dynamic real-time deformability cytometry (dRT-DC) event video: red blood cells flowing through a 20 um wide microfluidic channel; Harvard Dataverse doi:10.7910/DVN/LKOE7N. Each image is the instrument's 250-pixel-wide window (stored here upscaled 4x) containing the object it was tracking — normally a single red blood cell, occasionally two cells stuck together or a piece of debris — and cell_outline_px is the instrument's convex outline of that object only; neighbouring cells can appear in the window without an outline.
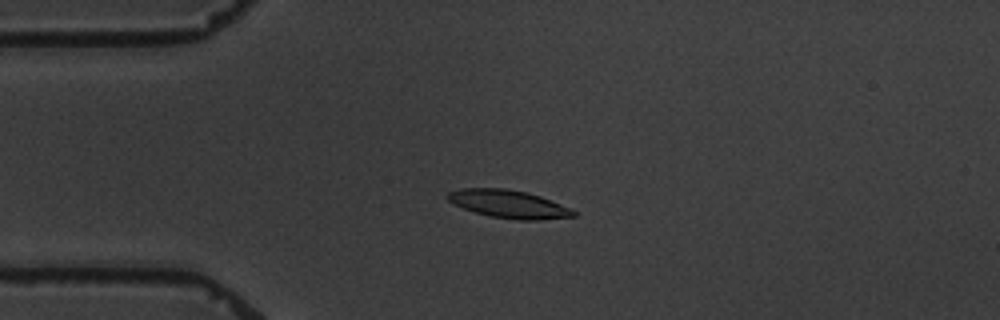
{"species": "common noctule bat (a hibernating species)", "species_latin": "Nyctalus noctula", "temperature_condition": "warm", "stored_images_in_passage": 7, "camera_frame_rate_fps": 3000, "um_per_image_px": 0.085, "animal": {"sex": "male", "body_mass_g": 19.5, "forearm_length_mm": 54.6}, "frame": {"image": 1, "passage_image": 2, "time_ms": 1.333, "image_size_px": [1000, 320], "cell_outline_px": [[576, 216], [540, 220], [516, 220], [492, 216], [476, 212], [464, 208], [448, 200], [448, 192], [460, 188], [504, 188], [528, 192], [540, 196], [560, 204], [576, 212]], "centroid_in_image_um": [43.25, 17.34], "position_along_channel_um": 41.7, "area_um2": 20.23}}
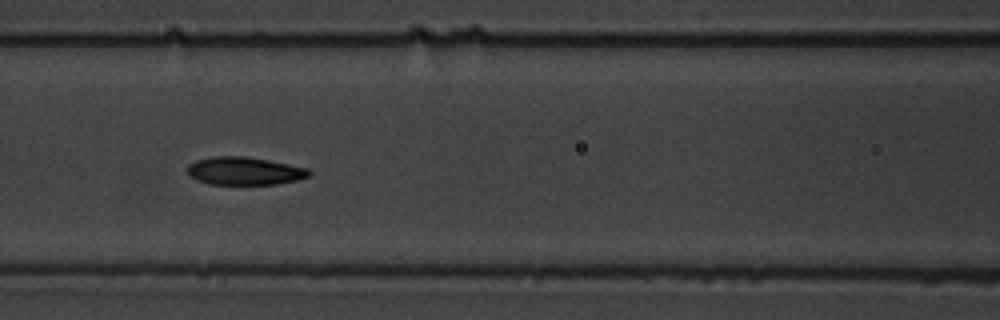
{"frame": {"image": 2, "passage_image": 5, "time_ms": 5.0, "image_size_px": [1000, 320], "cell_outline_px": [[312, 172], [308, 176], [296, 180], [276, 184], [208, 184], [196, 180], [188, 176], [188, 164], [196, 160], [212, 156], [244, 156], [268, 160], [308, 168]], "centroid_in_image_um": [20.74, 14.53], "position_along_channel_um": 145.9, "area_um2": 19.83}}
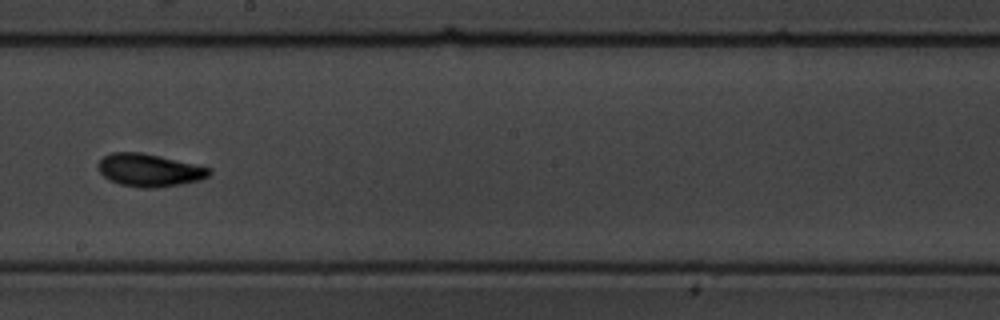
{"frame": {"image": 3, "passage_image": 7, "time_ms": 7.667, "image_size_px": [1000, 320], "cell_outline_px": [[212, 172], [208, 176], [200, 180], [180, 184], [156, 188], [140, 188], [120, 184], [104, 176], [96, 168], [96, 164], [104, 156], [112, 152], [140, 152], [160, 156], [212, 168]], "centroid_in_image_um": [12.69, 14.46], "position_along_channel_um": 235.5, "area_um2": 21.21}}